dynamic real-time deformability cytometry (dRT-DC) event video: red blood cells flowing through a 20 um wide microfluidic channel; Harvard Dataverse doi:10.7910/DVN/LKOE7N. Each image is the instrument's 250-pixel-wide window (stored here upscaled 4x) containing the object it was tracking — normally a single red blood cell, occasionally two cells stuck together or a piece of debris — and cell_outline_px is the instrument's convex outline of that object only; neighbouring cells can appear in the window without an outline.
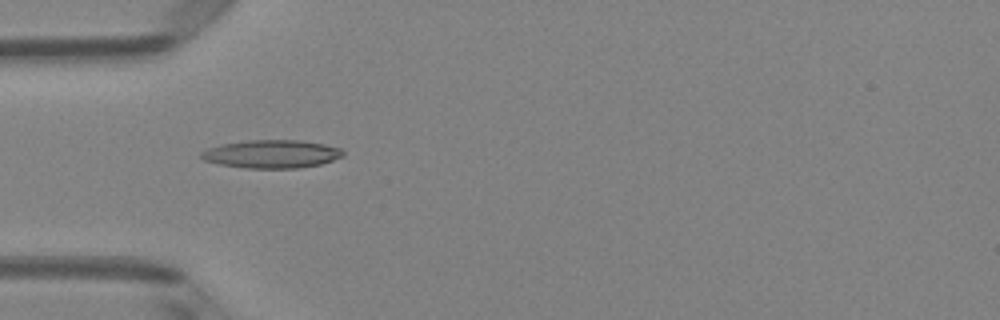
{"species": "Egyptian fruit bat (a non-hibernating species)", "species_latin": "Rousettus aegyptiacus", "temperature_condition": "room temperature", "stored_images_in_passage": 44, "camera_frame_rate_fps": 3000, "um_per_image_px": 0.085, "animal": {"sex": "female"}, "frame": {"image": 1, "passage_image": 9, "time_ms": 2.667, "image_size_px": [1000, 320], "cell_outline_px": [[344, 156], [320, 164], [300, 168], [244, 168], [220, 164], [204, 160], [200, 156], [200, 152], [208, 148], [220, 144], [248, 140], [300, 140], [324, 144], [340, 148], [344, 152]], "centroid_in_image_um": [23.08, 13.09], "position_along_channel_um": 61.9, "area_um2": 23.29}}
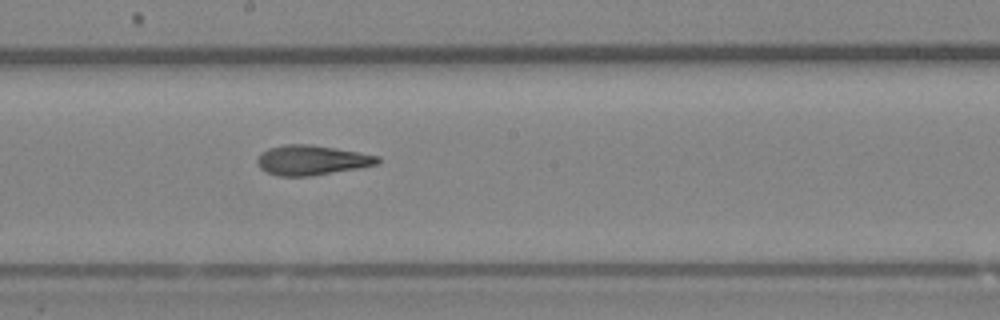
{"frame": {"image": 2, "passage_image": 21, "time_ms": 6.667, "image_size_px": [1000, 320], "cell_outline_px": [[380, 160], [376, 164], [360, 168], [312, 176], [276, 176], [260, 168], [256, 160], [260, 152], [268, 148], [284, 144], [308, 144], [380, 156]], "centroid_in_image_um": [26.45, 13.62], "position_along_channel_um": 221.7, "area_um2": 20.87}}
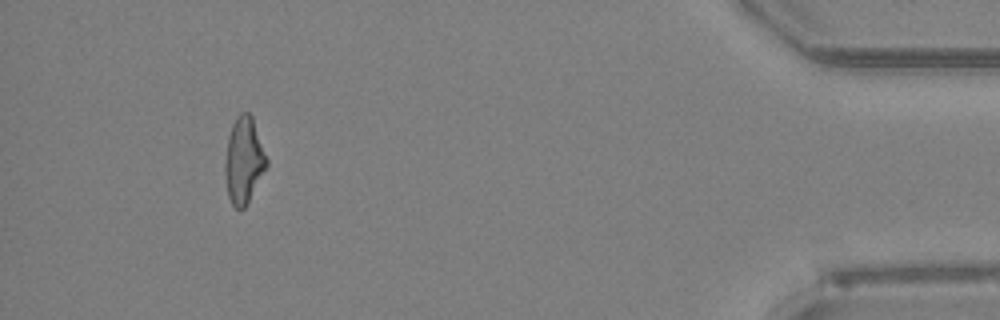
{"frame": {"image": 3, "passage_image": 40, "time_ms": 13.0, "image_size_px": [1000, 320], "cell_outline_px": [[268, 164], [244, 208], [236, 208], [232, 204], [228, 196], [224, 172], [224, 164], [228, 136], [232, 124], [236, 116], [240, 112], [248, 112], [252, 116], [268, 160]], "centroid_in_image_um": [20.71, 13.59], "position_along_channel_um": 414.5, "area_um2": 20.75}, "authors_computed_cell_mechanics": {"area_um2": 20.9525, "velocity_mm_per_s": 4.0609, "shape_relaxation_time_tau1_ms": 4.0288, "shape_relaxation_time_tau2_ms": 2.0222, "deformation_change_tau1": 0.1676, "deformation_change_tau2": 0.124}}